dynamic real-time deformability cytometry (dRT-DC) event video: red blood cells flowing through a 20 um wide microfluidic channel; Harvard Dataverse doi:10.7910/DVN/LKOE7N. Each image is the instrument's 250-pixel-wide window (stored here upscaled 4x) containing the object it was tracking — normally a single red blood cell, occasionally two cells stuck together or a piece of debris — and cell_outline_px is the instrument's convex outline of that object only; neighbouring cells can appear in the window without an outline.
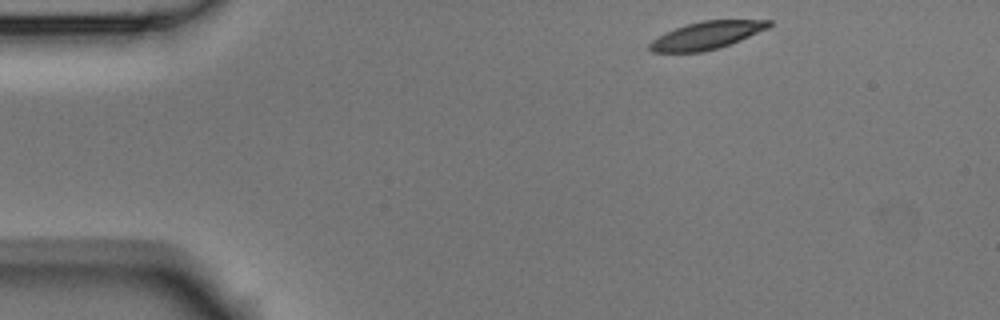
{"species": "Egyptian fruit bat (a non-hibernating species)", "species_latin": "Rousettus aegyptiacus", "temperature_condition": "room temperature", "stored_images_in_passage": 3, "camera_frame_rate_fps": 3000, "um_per_image_px": 0.085, "animal": {"sex": "male"}, "frame": {"image": 1, "passage_image": 1, "time_ms": 0.0, "image_size_px": [1000, 320], "cell_outline_px": [[772, 24], [768, 28], [740, 40], [720, 48], [704, 52], [652, 52], [648, 48], [648, 44], [652, 40], [664, 32], [700, 20], [772, 20]], "centroid_in_image_um": [60.04, 3.01], "position_along_channel_um": 25.0, "area_um2": 19.25}}